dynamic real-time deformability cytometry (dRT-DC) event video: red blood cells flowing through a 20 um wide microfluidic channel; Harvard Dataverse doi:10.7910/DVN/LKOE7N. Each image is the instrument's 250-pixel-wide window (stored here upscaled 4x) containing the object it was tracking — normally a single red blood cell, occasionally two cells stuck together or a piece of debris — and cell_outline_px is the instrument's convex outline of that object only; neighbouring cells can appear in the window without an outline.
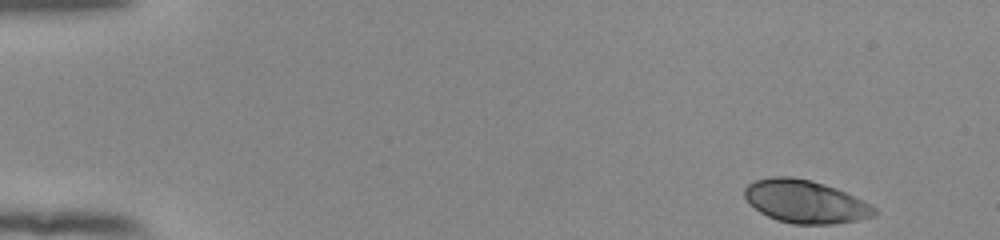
{"species": "human", "species_latin": "Homo sapiens", "temperature_condition": "room temperature", "stored_images_in_passage": 50, "camera_frame_rate_fps": 3000, "um_per_image_px": 0.085, "donor": {"sex": "female"}, "frame": {"image": 1, "passage_image": 1, "time_ms": 0.0, "image_size_px": [1000, 240], "cell_outline_px": [[876, 216], [856, 220], [832, 224], [792, 224], [776, 220], [760, 212], [744, 196], [744, 188], [748, 184], [756, 180], [772, 176], [788, 176], [808, 180], [824, 184], [836, 188], [872, 204], [876, 208]], "centroid_in_image_um": [68.47, 17.14], "position_along_channel_um": 16.5, "area_um2": 32.31}}
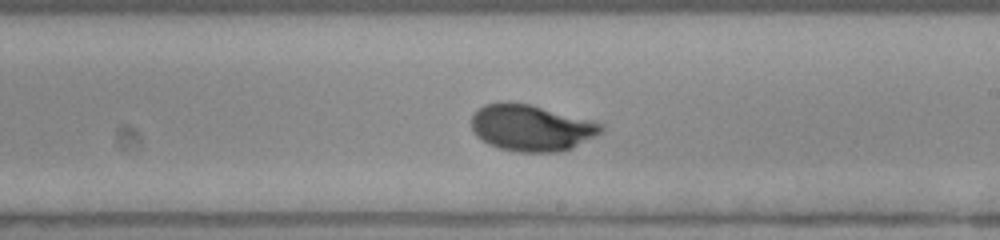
{"frame": {"image": 2, "passage_image": 29, "time_ms": 9.333, "image_size_px": [1000, 240], "cell_outline_px": [[604, 132], [572, 148], [560, 152], [520, 152], [500, 148], [488, 144], [476, 136], [472, 128], [472, 116], [484, 104], [508, 100], [532, 104], [604, 124]], "centroid_in_image_um": [45.17, 10.85], "position_along_channel_um": 243.8, "area_um2": 35.37}}
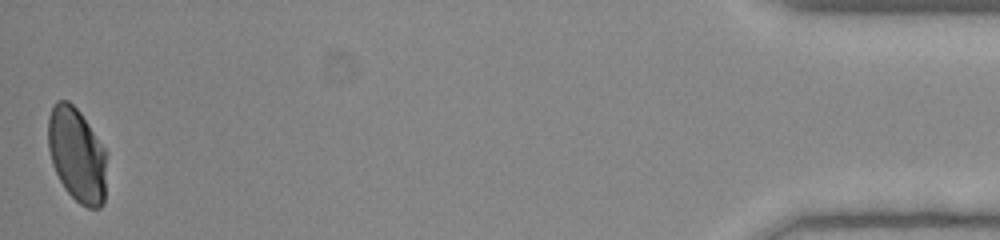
{"frame": {"image": 3, "passage_image": 50, "time_ms": 16.333, "image_size_px": [1000, 240], "cell_outline_px": [[108, 152], [104, 204], [100, 208], [88, 208], [80, 204], [64, 188], [52, 164], [48, 148], [48, 116], [56, 100], [68, 100], [80, 112]], "centroid_in_image_um": [6.57, 13.17], "position_along_channel_um": 428.6, "area_um2": 32.66}, "authors_computed_cell_mechanics": {"area_um2": 33.5529, "velocity_mm_per_s": 3.8515, "shape_relaxation_time_tau1_ms": 3.6706, "shape_relaxation_time_tau2_ms": null, "deformation_change_tau1": 0.1627, "deformation_change_tau2": null}}